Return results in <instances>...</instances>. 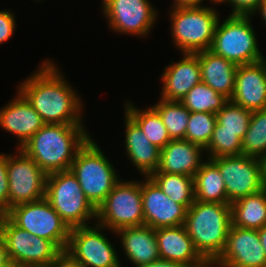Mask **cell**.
Here are the masks:
<instances>
[{
  "mask_svg": "<svg viewBox=\"0 0 266 267\" xmlns=\"http://www.w3.org/2000/svg\"><path fill=\"white\" fill-rule=\"evenodd\" d=\"M45 59L17 87L45 124H84L83 100L64 78L60 68Z\"/></svg>",
  "mask_w": 266,
  "mask_h": 267,
  "instance_id": "6da1fadb",
  "label": "cell"
},
{
  "mask_svg": "<svg viewBox=\"0 0 266 267\" xmlns=\"http://www.w3.org/2000/svg\"><path fill=\"white\" fill-rule=\"evenodd\" d=\"M84 124H44L22 147L47 175L70 170L77 152L91 138Z\"/></svg>",
  "mask_w": 266,
  "mask_h": 267,
  "instance_id": "7a4b0ae2",
  "label": "cell"
},
{
  "mask_svg": "<svg viewBox=\"0 0 266 267\" xmlns=\"http://www.w3.org/2000/svg\"><path fill=\"white\" fill-rule=\"evenodd\" d=\"M232 224L231 204L194 201L187 209L184 227L196 250L214 262L225 248Z\"/></svg>",
  "mask_w": 266,
  "mask_h": 267,
  "instance_id": "3957f363",
  "label": "cell"
},
{
  "mask_svg": "<svg viewBox=\"0 0 266 267\" xmlns=\"http://www.w3.org/2000/svg\"><path fill=\"white\" fill-rule=\"evenodd\" d=\"M70 171L96 209L121 180L116 174L117 170L92 138L77 152Z\"/></svg>",
  "mask_w": 266,
  "mask_h": 267,
  "instance_id": "277c9868",
  "label": "cell"
},
{
  "mask_svg": "<svg viewBox=\"0 0 266 267\" xmlns=\"http://www.w3.org/2000/svg\"><path fill=\"white\" fill-rule=\"evenodd\" d=\"M169 12L173 43L182 54L210 50L220 18L216 8H175Z\"/></svg>",
  "mask_w": 266,
  "mask_h": 267,
  "instance_id": "5b68a950",
  "label": "cell"
},
{
  "mask_svg": "<svg viewBox=\"0 0 266 267\" xmlns=\"http://www.w3.org/2000/svg\"><path fill=\"white\" fill-rule=\"evenodd\" d=\"M45 198L70 229L89 226L93 218L96 221V208L70 170L47 175Z\"/></svg>",
  "mask_w": 266,
  "mask_h": 267,
  "instance_id": "8992f818",
  "label": "cell"
},
{
  "mask_svg": "<svg viewBox=\"0 0 266 267\" xmlns=\"http://www.w3.org/2000/svg\"><path fill=\"white\" fill-rule=\"evenodd\" d=\"M251 15H230L217 23L210 48L235 65L259 62L263 57L259 49Z\"/></svg>",
  "mask_w": 266,
  "mask_h": 267,
  "instance_id": "52a82bcc",
  "label": "cell"
},
{
  "mask_svg": "<svg viewBox=\"0 0 266 267\" xmlns=\"http://www.w3.org/2000/svg\"><path fill=\"white\" fill-rule=\"evenodd\" d=\"M96 221L113 233L144 225L141 181L120 180L96 209Z\"/></svg>",
  "mask_w": 266,
  "mask_h": 267,
  "instance_id": "ba28073f",
  "label": "cell"
},
{
  "mask_svg": "<svg viewBox=\"0 0 266 267\" xmlns=\"http://www.w3.org/2000/svg\"><path fill=\"white\" fill-rule=\"evenodd\" d=\"M5 215L19 228L54 242L65 252L71 229L45 197L15 205Z\"/></svg>",
  "mask_w": 266,
  "mask_h": 267,
  "instance_id": "9c48e42d",
  "label": "cell"
},
{
  "mask_svg": "<svg viewBox=\"0 0 266 267\" xmlns=\"http://www.w3.org/2000/svg\"><path fill=\"white\" fill-rule=\"evenodd\" d=\"M224 179L227 204L257 193L266 187L265 161L247 155L221 156L211 159Z\"/></svg>",
  "mask_w": 266,
  "mask_h": 267,
  "instance_id": "30bf717a",
  "label": "cell"
},
{
  "mask_svg": "<svg viewBox=\"0 0 266 267\" xmlns=\"http://www.w3.org/2000/svg\"><path fill=\"white\" fill-rule=\"evenodd\" d=\"M9 259L22 265H51L63 251L52 241L37 237L16 226L5 214L0 219Z\"/></svg>",
  "mask_w": 266,
  "mask_h": 267,
  "instance_id": "8fae6325",
  "label": "cell"
},
{
  "mask_svg": "<svg viewBox=\"0 0 266 267\" xmlns=\"http://www.w3.org/2000/svg\"><path fill=\"white\" fill-rule=\"evenodd\" d=\"M105 230L97 223L72 228L65 253L84 267H123L114 245L102 233Z\"/></svg>",
  "mask_w": 266,
  "mask_h": 267,
  "instance_id": "7c38bea8",
  "label": "cell"
},
{
  "mask_svg": "<svg viewBox=\"0 0 266 267\" xmlns=\"http://www.w3.org/2000/svg\"><path fill=\"white\" fill-rule=\"evenodd\" d=\"M8 154L9 209L45 197L47 174L21 149Z\"/></svg>",
  "mask_w": 266,
  "mask_h": 267,
  "instance_id": "4fadbf2b",
  "label": "cell"
},
{
  "mask_svg": "<svg viewBox=\"0 0 266 267\" xmlns=\"http://www.w3.org/2000/svg\"><path fill=\"white\" fill-rule=\"evenodd\" d=\"M102 12L112 31L146 37L158 18L149 0H101Z\"/></svg>",
  "mask_w": 266,
  "mask_h": 267,
  "instance_id": "5bb4252c",
  "label": "cell"
},
{
  "mask_svg": "<svg viewBox=\"0 0 266 267\" xmlns=\"http://www.w3.org/2000/svg\"><path fill=\"white\" fill-rule=\"evenodd\" d=\"M215 267H266V253L258 230L231 224L225 248L213 262Z\"/></svg>",
  "mask_w": 266,
  "mask_h": 267,
  "instance_id": "9a60e30c",
  "label": "cell"
},
{
  "mask_svg": "<svg viewBox=\"0 0 266 267\" xmlns=\"http://www.w3.org/2000/svg\"><path fill=\"white\" fill-rule=\"evenodd\" d=\"M141 181L144 225L153 229L184 225L187 208L170 199L150 178Z\"/></svg>",
  "mask_w": 266,
  "mask_h": 267,
  "instance_id": "2e32d148",
  "label": "cell"
},
{
  "mask_svg": "<svg viewBox=\"0 0 266 267\" xmlns=\"http://www.w3.org/2000/svg\"><path fill=\"white\" fill-rule=\"evenodd\" d=\"M180 61L170 62L161 76V98L166 101H181L188 91L202 82L199 58L196 54L183 53Z\"/></svg>",
  "mask_w": 266,
  "mask_h": 267,
  "instance_id": "e0dca14e",
  "label": "cell"
},
{
  "mask_svg": "<svg viewBox=\"0 0 266 267\" xmlns=\"http://www.w3.org/2000/svg\"><path fill=\"white\" fill-rule=\"evenodd\" d=\"M44 124L41 116L19 91L0 109V127L17 137V149H21Z\"/></svg>",
  "mask_w": 266,
  "mask_h": 267,
  "instance_id": "ac0fdd59",
  "label": "cell"
},
{
  "mask_svg": "<svg viewBox=\"0 0 266 267\" xmlns=\"http://www.w3.org/2000/svg\"><path fill=\"white\" fill-rule=\"evenodd\" d=\"M230 100L252 112L266 108V73L260 61L237 66Z\"/></svg>",
  "mask_w": 266,
  "mask_h": 267,
  "instance_id": "d6986e66",
  "label": "cell"
},
{
  "mask_svg": "<svg viewBox=\"0 0 266 267\" xmlns=\"http://www.w3.org/2000/svg\"><path fill=\"white\" fill-rule=\"evenodd\" d=\"M205 150L185 139H172L160 149L159 165L153 173L183 174L194 177L199 171ZM203 159V160H202Z\"/></svg>",
  "mask_w": 266,
  "mask_h": 267,
  "instance_id": "ffe728a7",
  "label": "cell"
},
{
  "mask_svg": "<svg viewBox=\"0 0 266 267\" xmlns=\"http://www.w3.org/2000/svg\"><path fill=\"white\" fill-rule=\"evenodd\" d=\"M125 115V150L127 158L141 176L149 177L159 165L160 149L152 144L140 127L126 114Z\"/></svg>",
  "mask_w": 266,
  "mask_h": 267,
  "instance_id": "44dd1931",
  "label": "cell"
},
{
  "mask_svg": "<svg viewBox=\"0 0 266 267\" xmlns=\"http://www.w3.org/2000/svg\"><path fill=\"white\" fill-rule=\"evenodd\" d=\"M155 235L161 259L182 265H192L204 260L196 250L184 225L157 228Z\"/></svg>",
  "mask_w": 266,
  "mask_h": 267,
  "instance_id": "7402d4cb",
  "label": "cell"
},
{
  "mask_svg": "<svg viewBox=\"0 0 266 267\" xmlns=\"http://www.w3.org/2000/svg\"><path fill=\"white\" fill-rule=\"evenodd\" d=\"M121 239L123 254L134 266L148 264L160 258L155 229L147 225L126 227L116 233Z\"/></svg>",
  "mask_w": 266,
  "mask_h": 267,
  "instance_id": "603a6c76",
  "label": "cell"
},
{
  "mask_svg": "<svg viewBox=\"0 0 266 267\" xmlns=\"http://www.w3.org/2000/svg\"><path fill=\"white\" fill-rule=\"evenodd\" d=\"M195 54L199 58L202 82L230 100L235 88L237 65L210 50Z\"/></svg>",
  "mask_w": 266,
  "mask_h": 267,
  "instance_id": "cb8c5ba5",
  "label": "cell"
},
{
  "mask_svg": "<svg viewBox=\"0 0 266 267\" xmlns=\"http://www.w3.org/2000/svg\"><path fill=\"white\" fill-rule=\"evenodd\" d=\"M232 225L260 229L266 224V187L231 204Z\"/></svg>",
  "mask_w": 266,
  "mask_h": 267,
  "instance_id": "d4e9b609",
  "label": "cell"
},
{
  "mask_svg": "<svg viewBox=\"0 0 266 267\" xmlns=\"http://www.w3.org/2000/svg\"><path fill=\"white\" fill-rule=\"evenodd\" d=\"M194 187L196 201L227 204L224 179L211 159L202 162L194 176Z\"/></svg>",
  "mask_w": 266,
  "mask_h": 267,
  "instance_id": "484cf974",
  "label": "cell"
},
{
  "mask_svg": "<svg viewBox=\"0 0 266 267\" xmlns=\"http://www.w3.org/2000/svg\"><path fill=\"white\" fill-rule=\"evenodd\" d=\"M124 106V112L140 127L149 141L159 149L164 148L172 140L159 113L152 106L141 110L131 101L126 102Z\"/></svg>",
  "mask_w": 266,
  "mask_h": 267,
  "instance_id": "4316f807",
  "label": "cell"
},
{
  "mask_svg": "<svg viewBox=\"0 0 266 267\" xmlns=\"http://www.w3.org/2000/svg\"><path fill=\"white\" fill-rule=\"evenodd\" d=\"M149 177L174 202L187 209L194 203V177L172 173H152Z\"/></svg>",
  "mask_w": 266,
  "mask_h": 267,
  "instance_id": "83f0119b",
  "label": "cell"
},
{
  "mask_svg": "<svg viewBox=\"0 0 266 267\" xmlns=\"http://www.w3.org/2000/svg\"><path fill=\"white\" fill-rule=\"evenodd\" d=\"M229 101L207 84L200 82L191 88L180 101L190 112H207L216 114Z\"/></svg>",
  "mask_w": 266,
  "mask_h": 267,
  "instance_id": "f1b7e54d",
  "label": "cell"
},
{
  "mask_svg": "<svg viewBox=\"0 0 266 267\" xmlns=\"http://www.w3.org/2000/svg\"><path fill=\"white\" fill-rule=\"evenodd\" d=\"M159 101L152 106L160 115L171 139H185L190 111L180 101Z\"/></svg>",
  "mask_w": 266,
  "mask_h": 267,
  "instance_id": "f546056e",
  "label": "cell"
},
{
  "mask_svg": "<svg viewBox=\"0 0 266 267\" xmlns=\"http://www.w3.org/2000/svg\"><path fill=\"white\" fill-rule=\"evenodd\" d=\"M242 154L266 160V108L252 112L242 139Z\"/></svg>",
  "mask_w": 266,
  "mask_h": 267,
  "instance_id": "4dcf8cb0",
  "label": "cell"
},
{
  "mask_svg": "<svg viewBox=\"0 0 266 267\" xmlns=\"http://www.w3.org/2000/svg\"><path fill=\"white\" fill-rule=\"evenodd\" d=\"M252 111L239 106L229 100L216 113L217 123L213 131H229L237 133L243 139L249 127Z\"/></svg>",
  "mask_w": 266,
  "mask_h": 267,
  "instance_id": "1f68e13d",
  "label": "cell"
},
{
  "mask_svg": "<svg viewBox=\"0 0 266 267\" xmlns=\"http://www.w3.org/2000/svg\"><path fill=\"white\" fill-rule=\"evenodd\" d=\"M217 123L216 114L207 112H190L185 140L205 149L212 137Z\"/></svg>",
  "mask_w": 266,
  "mask_h": 267,
  "instance_id": "d6a6232c",
  "label": "cell"
},
{
  "mask_svg": "<svg viewBox=\"0 0 266 267\" xmlns=\"http://www.w3.org/2000/svg\"><path fill=\"white\" fill-rule=\"evenodd\" d=\"M209 159L242 154V139L235 132L213 131L208 146L204 149Z\"/></svg>",
  "mask_w": 266,
  "mask_h": 267,
  "instance_id": "836d02e7",
  "label": "cell"
},
{
  "mask_svg": "<svg viewBox=\"0 0 266 267\" xmlns=\"http://www.w3.org/2000/svg\"><path fill=\"white\" fill-rule=\"evenodd\" d=\"M8 154L0 153V211L5 214L9 210V181L7 178Z\"/></svg>",
  "mask_w": 266,
  "mask_h": 267,
  "instance_id": "e575fe53",
  "label": "cell"
},
{
  "mask_svg": "<svg viewBox=\"0 0 266 267\" xmlns=\"http://www.w3.org/2000/svg\"><path fill=\"white\" fill-rule=\"evenodd\" d=\"M14 13L9 9L0 11V44L8 41L16 30Z\"/></svg>",
  "mask_w": 266,
  "mask_h": 267,
  "instance_id": "d590c367",
  "label": "cell"
},
{
  "mask_svg": "<svg viewBox=\"0 0 266 267\" xmlns=\"http://www.w3.org/2000/svg\"><path fill=\"white\" fill-rule=\"evenodd\" d=\"M263 0H229L232 7L230 15H252Z\"/></svg>",
  "mask_w": 266,
  "mask_h": 267,
  "instance_id": "8d00e7d4",
  "label": "cell"
},
{
  "mask_svg": "<svg viewBox=\"0 0 266 267\" xmlns=\"http://www.w3.org/2000/svg\"><path fill=\"white\" fill-rule=\"evenodd\" d=\"M51 267H84L81 263L73 260L67 253L63 252L52 264Z\"/></svg>",
  "mask_w": 266,
  "mask_h": 267,
  "instance_id": "74e56055",
  "label": "cell"
},
{
  "mask_svg": "<svg viewBox=\"0 0 266 267\" xmlns=\"http://www.w3.org/2000/svg\"><path fill=\"white\" fill-rule=\"evenodd\" d=\"M183 265L181 263L175 262V261H168L165 259H157L154 262L148 263V264H142L134 267H182Z\"/></svg>",
  "mask_w": 266,
  "mask_h": 267,
  "instance_id": "f35d334b",
  "label": "cell"
},
{
  "mask_svg": "<svg viewBox=\"0 0 266 267\" xmlns=\"http://www.w3.org/2000/svg\"><path fill=\"white\" fill-rule=\"evenodd\" d=\"M203 0H173L171 9L175 8H187V7H202Z\"/></svg>",
  "mask_w": 266,
  "mask_h": 267,
  "instance_id": "ab89813d",
  "label": "cell"
},
{
  "mask_svg": "<svg viewBox=\"0 0 266 267\" xmlns=\"http://www.w3.org/2000/svg\"><path fill=\"white\" fill-rule=\"evenodd\" d=\"M9 260L6 243L3 237L0 235V266Z\"/></svg>",
  "mask_w": 266,
  "mask_h": 267,
  "instance_id": "60d3db41",
  "label": "cell"
},
{
  "mask_svg": "<svg viewBox=\"0 0 266 267\" xmlns=\"http://www.w3.org/2000/svg\"><path fill=\"white\" fill-rule=\"evenodd\" d=\"M258 12L259 15L262 16L261 18H263L262 20L266 25V1H262L251 16H254Z\"/></svg>",
  "mask_w": 266,
  "mask_h": 267,
  "instance_id": "b9f144b4",
  "label": "cell"
},
{
  "mask_svg": "<svg viewBox=\"0 0 266 267\" xmlns=\"http://www.w3.org/2000/svg\"><path fill=\"white\" fill-rule=\"evenodd\" d=\"M258 234L260 237L262 248L265 250L266 253V224L260 229H258Z\"/></svg>",
  "mask_w": 266,
  "mask_h": 267,
  "instance_id": "7bdbcfd3",
  "label": "cell"
},
{
  "mask_svg": "<svg viewBox=\"0 0 266 267\" xmlns=\"http://www.w3.org/2000/svg\"><path fill=\"white\" fill-rule=\"evenodd\" d=\"M182 267H213V262L211 260L204 259L202 262L192 265H183Z\"/></svg>",
  "mask_w": 266,
  "mask_h": 267,
  "instance_id": "ee69618b",
  "label": "cell"
},
{
  "mask_svg": "<svg viewBox=\"0 0 266 267\" xmlns=\"http://www.w3.org/2000/svg\"><path fill=\"white\" fill-rule=\"evenodd\" d=\"M0 267H19V265L13 262L11 259H9L6 263L1 265Z\"/></svg>",
  "mask_w": 266,
  "mask_h": 267,
  "instance_id": "f6af8a7d",
  "label": "cell"
},
{
  "mask_svg": "<svg viewBox=\"0 0 266 267\" xmlns=\"http://www.w3.org/2000/svg\"><path fill=\"white\" fill-rule=\"evenodd\" d=\"M19 267H51V265H22Z\"/></svg>",
  "mask_w": 266,
  "mask_h": 267,
  "instance_id": "bcb514c9",
  "label": "cell"
},
{
  "mask_svg": "<svg viewBox=\"0 0 266 267\" xmlns=\"http://www.w3.org/2000/svg\"><path fill=\"white\" fill-rule=\"evenodd\" d=\"M211 3H214V4H221V3H227L229 0H210Z\"/></svg>",
  "mask_w": 266,
  "mask_h": 267,
  "instance_id": "7dc6e473",
  "label": "cell"
},
{
  "mask_svg": "<svg viewBox=\"0 0 266 267\" xmlns=\"http://www.w3.org/2000/svg\"><path fill=\"white\" fill-rule=\"evenodd\" d=\"M260 62L262 63L265 73H266V59L264 58V56L260 59Z\"/></svg>",
  "mask_w": 266,
  "mask_h": 267,
  "instance_id": "c3c4849f",
  "label": "cell"
}]
</instances>
